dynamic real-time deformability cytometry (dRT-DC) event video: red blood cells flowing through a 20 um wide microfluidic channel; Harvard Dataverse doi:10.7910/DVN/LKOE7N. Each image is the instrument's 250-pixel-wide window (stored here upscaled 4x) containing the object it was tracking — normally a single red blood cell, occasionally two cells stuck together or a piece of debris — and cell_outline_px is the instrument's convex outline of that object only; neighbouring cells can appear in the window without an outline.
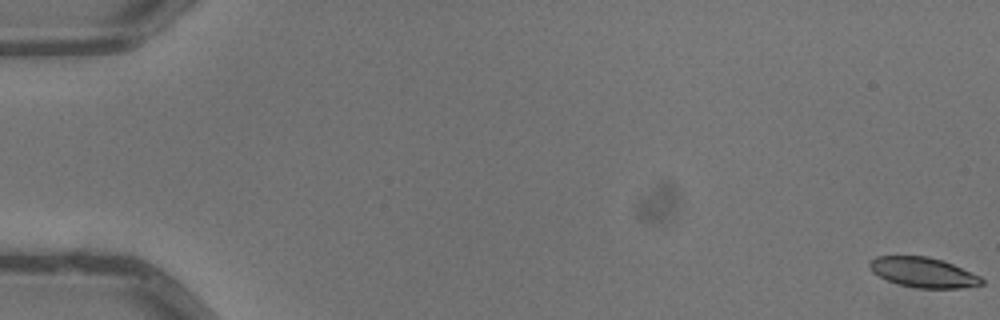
{"species": "common noctule bat (a hibernating species)", "species_latin": "Nyctalus noctula", "temperature_condition": "warm", "stored_images_in_passage": 6, "camera_frame_rate_fps": 3000, "um_per_image_px": 0.085, "animal": {"sex": "male", "body_mass_g": 13.3}, "frame": {"image": 1, "passage_image": 1, "time_ms": 0.0, "image_size_px": [1000, 320], "cell_outline_px": [[984, 284], [960, 288], [916, 288], [896, 284], [872, 272], [868, 268], [868, 264], [876, 256], [928, 256], [944, 260], [980, 276], [984, 280]], "centroid_in_image_um": [78.47, 23.15], "position_along_channel_um": 6.5, "area_um2": 19.71}}
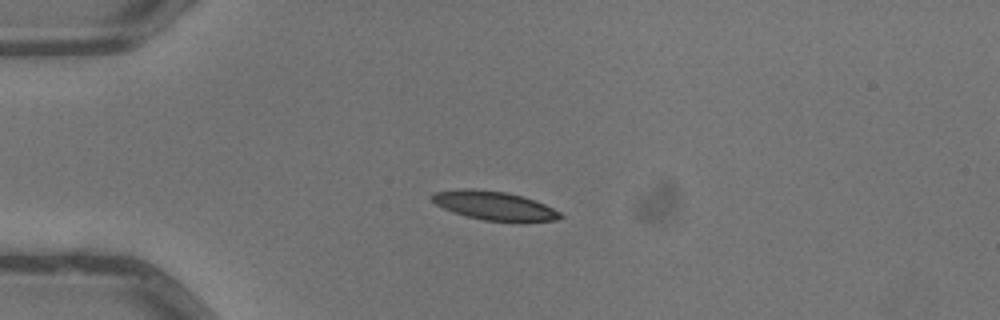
{"frame": {"image": 2, "passage_image": 5, "time_ms": 1.333, "image_size_px": [1000, 320], "cell_outline_px": [[564, 216], [556, 220], [516, 224], [484, 220], [452, 212], [436, 204], [428, 196], [436, 192], [464, 188], [472, 188], [508, 192], [524, 196], [544, 204], [560, 212]], "centroid_in_image_um": [42.06, 17.51], "position_along_channel_um": 42.9, "area_um2": 22.14}}